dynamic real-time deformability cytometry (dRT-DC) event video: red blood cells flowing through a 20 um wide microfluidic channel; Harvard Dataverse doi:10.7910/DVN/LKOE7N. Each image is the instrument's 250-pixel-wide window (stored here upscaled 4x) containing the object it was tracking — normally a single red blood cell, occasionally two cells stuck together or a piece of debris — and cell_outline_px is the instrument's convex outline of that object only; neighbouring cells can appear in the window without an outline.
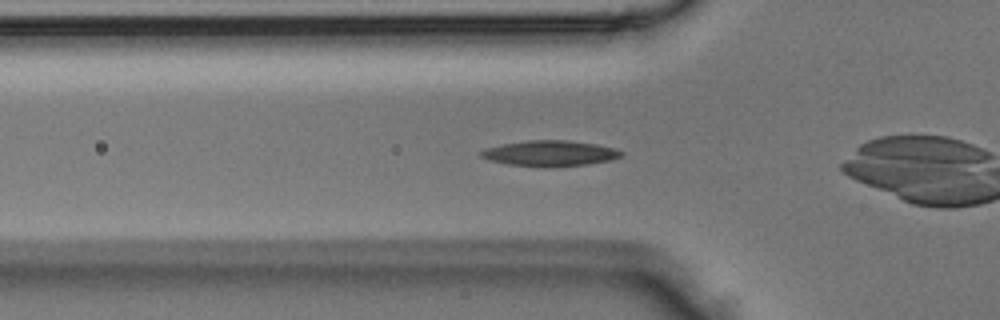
{"species": "Egyptian fruit bat (a non-hibernating species)", "species_latin": "Rousettus aegyptiacus", "temperature_condition": "room temperature", "stored_images_in_passage": 37, "camera_frame_rate_fps": 3000, "um_per_image_px": 0.085, "animal": {"sex": "male"}, "frame": {"image": 1, "passage_image": 3, "time_ms": 0.667, "image_size_px": [1000, 320], "cell_outline_px": [[624, 156], [612, 160], [588, 164], [508, 164], [488, 160], [480, 156], [480, 152], [488, 148], [500, 144], [528, 140], [568, 140], [596, 144], [616, 148], [624, 152]], "centroid_in_image_um": [46.81, 12.98], "position_along_channel_um": 79.0, "area_um2": 20.11}}
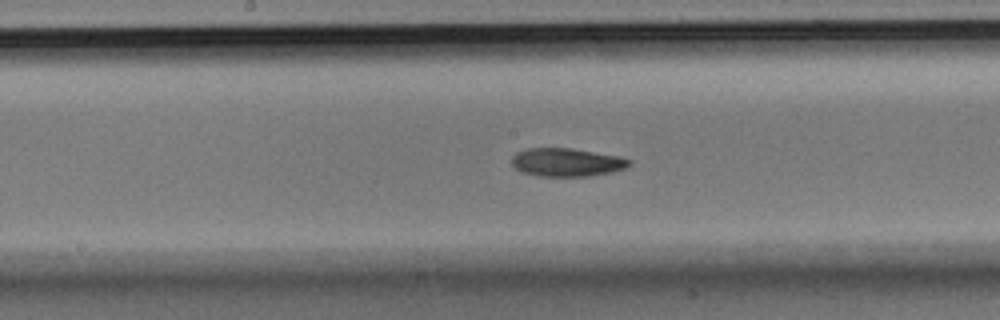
{"frame": {"image": 2, "passage_image": 12, "time_ms": 3.667, "image_size_px": [1000, 320], "cell_outline_px": [[632, 164], [624, 168], [612, 172], [588, 176], [540, 176], [524, 172], [516, 168], [512, 164], [512, 156], [516, 152], [528, 148], [572, 148], [616, 156], [632, 160]], "centroid_in_image_um": [48.17, 13.79], "position_along_channel_um": 200.0, "area_um2": 19.19}}
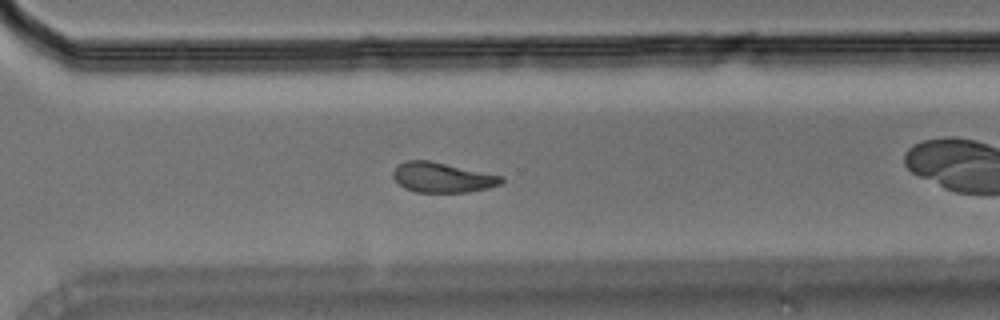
{"frame": {"image": 3, "passage_image": 22, "time_ms": 7.0, "image_size_px": [1000, 320], "cell_outline_px": [[504, 180], [500, 184], [488, 188], [468, 192], [416, 192], [404, 188], [392, 176], [392, 172], [396, 164], [404, 160], [428, 160], [504, 176]], "centroid_in_image_um": [37.57, 15.07], "position_along_channel_um": 333.0, "area_um2": 19.02}}